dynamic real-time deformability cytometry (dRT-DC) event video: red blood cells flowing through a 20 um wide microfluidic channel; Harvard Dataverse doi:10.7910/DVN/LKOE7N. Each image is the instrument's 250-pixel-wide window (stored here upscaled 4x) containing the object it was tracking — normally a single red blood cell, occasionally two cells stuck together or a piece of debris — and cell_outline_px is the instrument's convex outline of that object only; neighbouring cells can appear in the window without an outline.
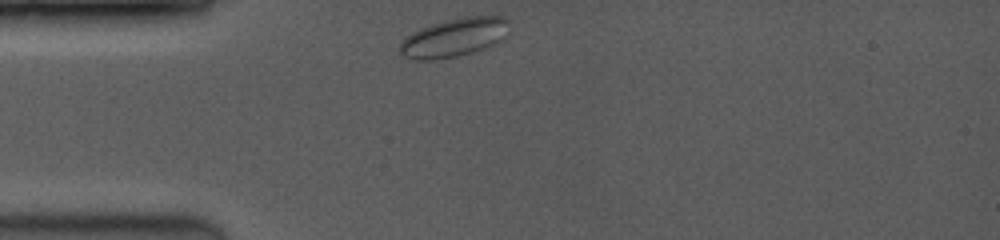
{"species": "common noctule bat (a hibernating species)", "species_latin": "Nyctalus noctula", "temperature_condition": "room temperature", "stored_images_in_passage": 55, "camera_frame_rate_fps": 3500, "um_per_image_px": 0.085, "animal": {"sex": "female", "body_mass_g": 19.0, "forearm_length_mm": 53.3}, "frame": {"image": 1, "passage_image": 1, "time_ms": 0.0, "image_size_px": [1000, 240], "cell_outline_px": [[508, 20], [504, 36], [492, 44], [472, 52], [456, 56], [432, 60], [416, 60], [404, 56], [396, 52], [396, 48], [404, 36], [420, 28], [432, 24], [464, 16], [504, 16]], "centroid_in_image_um": [38.48, 3.19], "position_along_channel_um": 46.5, "area_um2": 24.45}}
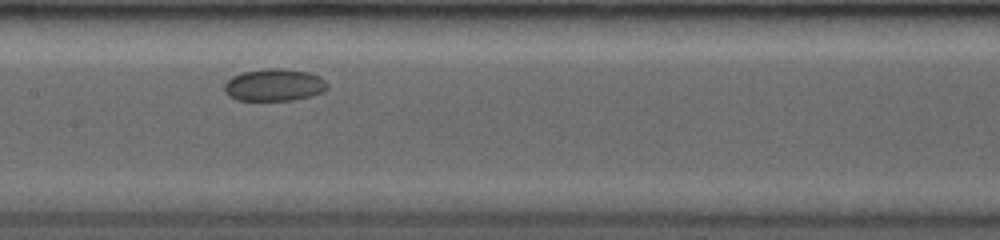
{"frame": {"image": 2, "passage_image": 25, "time_ms": 4.286, "image_size_px": [1000, 240], "cell_outline_px": [[328, 88], [324, 92], [292, 100], [236, 100], [228, 96], [224, 92], [224, 84], [232, 76], [244, 72], [268, 68], [280, 68], [308, 72], [320, 76], [328, 84]], "centroid_in_image_um": [23.3, 7.22], "position_along_channel_um": 184.1, "area_um2": 19.36}}
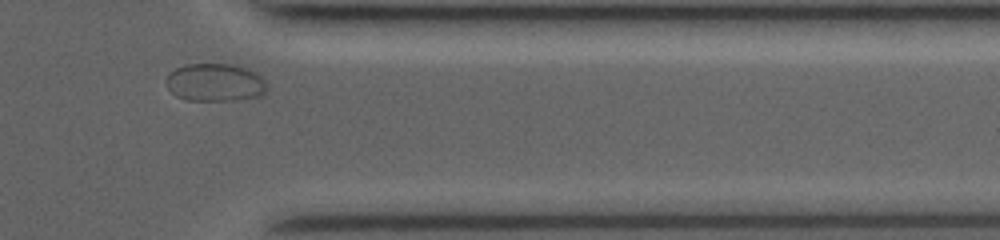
{"frame": {"image": 3, "passage_image": 51, "time_ms": 10.0, "image_size_px": [1000, 240], "cell_outline_px": [[268, 88], [264, 96], [236, 100], [188, 100], [176, 96], [168, 88], [168, 76], [176, 68], [184, 64], [232, 64], [248, 68], [256, 72], [268, 84]], "centroid_in_image_um": [18.36, 7.01], "position_along_channel_um": 393.0, "area_um2": 22.37}}